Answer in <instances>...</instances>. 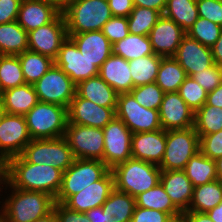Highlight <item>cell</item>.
<instances>
[{"instance_id": "cell-24", "label": "cell", "mask_w": 222, "mask_h": 222, "mask_svg": "<svg viewBox=\"0 0 222 222\" xmlns=\"http://www.w3.org/2000/svg\"><path fill=\"white\" fill-rule=\"evenodd\" d=\"M68 37L75 42L81 54L98 68L113 53L112 44L101 30L68 34Z\"/></svg>"}, {"instance_id": "cell-4", "label": "cell", "mask_w": 222, "mask_h": 222, "mask_svg": "<svg viewBox=\"0 0 222 222\" xmlns=\"http://www.w3.org/2000/svg\"><path fill=\"white\" fill-rule=\"evenodd\" d=\"M67 34L101 30L113 17L106 0H77L62 12Z\"/></svg>"}, {"instance_id": "cell-17", "label": "cell", "mask_w": 222, "mask_h": 222, "mask_svg": "<svg viewBox=\"0 0 222 222\" xmlns=\"http://www.w3.org/2000/svg\"><path fill=\"white\" fill-rule=\"evenodd\" d=\"M114 189V176L110 169L100 180L71 195L63 205L70 210L85 213L92 208L102 206Z\"/></svg>"}, {"instance_id": "cell-3", "label": "cell", "mask_w": 222, "mask_h": 222, "mask_svg": "<svg viewBox=\"0 0 222 222\" xmlns=\"http://www.w3.org/2000/svg\"><path fill=\"white\" fill-rule=\"evenodd\" d=\"M111 171L115 189L135 198L160 182L162 170L158 165L131 157L115 165Z\"/></svg>"}, {"instance_id": "cell-32", "label": "cell", "mask_w": 222, "mask_h": 222, "mask_svg": "<svg viewBox=\"0 0 222 222\" xmlns=\"http://www.w3.org/2000/svg\"><path fill=\"white\" fill-rule=\"evenodd\" d=\"M184 171L193 187L218 180L215 160L205 156L201 151L190 158Z\"/></svg>"}, {"instance_id": "cell-12", "label": "cell", "mask_w": 222, "mask_h": 222, "mask_svg": "<svg viewBox=\"0 0 222 222\" xmlns=\"http://www.w3.org/2000/svg\"><path fill=\"white\" fill-rule=\"evenodd\" d=\"M103 162L112 169L115 165L132 157V132L116 116L103 128Z\"/></svg>"}, {"instance_id": "cell-38", "label": "cell", "mask_w": 222, "mask_h": 222, "mask_svg": "<svg viewBox=\"0 0 222 222\" xmlns=\"http://www.w3.org/2000/svg\"><path fill=\"white\" fill-rule=\"evenodd\" d=\"M194 128L199 136L222 130V108L205 103L195 112Z\"/></svg>"}, {"instance_id": "cell-29", "label": "cell", "mask_w": 222, "mask_h": 222, "mask_svg": "<svg viewBox=\"0 0 222 222\" xmlns=\"http://www.w3.org/2000/svg\"><path fill=\"white\" fill-rule=\"evenodd\" d=\"M135 202L137 207L162 211L168 213L175 221H181L183 213L173 204L160 182L137 195Z\"/></svg>"}, {"instance_id": "cell-59", "label": "cell", "mask_w": 222, "mask_h": 222, "mask_svg": "<svg viewBox=\"0 0 222 222\" xmlns=\"http://www.w3.org/2000/svg\"><path fill=\"white\" fill-rule=\"evenodd\" d=\"M61 12L77 0H50Z\"/></svg>"}, {"instance_id": "cell-54", "label": "cell", "mask_w": 222, "mask_h": 222, "mask_svg": "<svg viewBox=\"0 0 222 222\" xmlns=\"http://www.w3.org/2000/svg\"><path fill=\"white\" fill-rule=\"evenodd\" d=\"M206 104L222 108V83L211 92H208Z\"/></svg>"}, {"instance_id": "cell-60", "label": "cell", "mask_w": 222, "mask_h": 222, "mask_svg": "<svg viewBox=\"0 0 222 222\" xmlns=\"http://www.w3.org/2000/svg\"><path fill=\"white\" fill-rule=\"evenodd\" d=\"M35 222H58V221L54 210H52L49 214H47L42 218L37 219Z\"/></svg>"}, {"instance_id": "cell-39", "label": "cell", "mask_w": 222, "mask_h": 222, "mask_svg": "<svg viewBox=\"0 0 222 222\" xmlns=\"http://www.w3.org/2000/svg\"><path fill=\"white\" fill-rule=\"evenodd\" d=\"M26 84L18 56L0 55L1 92Z\"/></svg>"}, {"instance_id": "cell-37", "label": "cell", "mask_w": 222, "mask_h": 222, "mask_svg": "<svg viewBox=\"0 0 222 222\" xmlns=\"http://www.w3.org/2000/svg\"><path fill=\"white\" fill-rule=\"evenodd\" d=\"M161 59V56L152 54L128 61L133 88L156 81Z\"/></svg>"}, {"instance_id": "cell-43", "label": "cell", "mask_w": 222, "mask_h": 222, "mask_svg": "<svg viewBox=\"0 0 222 222\" xmlns=\"http://www.w3.org/2000/svg\"><path fill=\"white\" fill-rule=\"evenodd\" d=\"M130 93L141 106L159 110L165 92L154 82L134 87Z\"/></svg>"}, {"instance_id": "cell-61", "label": "cell", "mask_w": 222, "mask_h": 222, "mask_svg": "<svg viewBox=\"0 0 222 222\" xmlns=\"http://www.w3.org/2000/svg\"><path fill=\"white\" fill-rule=\"evenodd\" d=\"M216 163V174L218 180L222 181V157H219L215 160Z\"/></svg>"}, {"instance_id": "cell-56", "label": "cell", "mask_w": 222, "mask_h": 222, "mask_svg": "<svg viewBox=\"0 0 222 222\" xmlns=\"http://www.w3.org/2000/svg\"><path fill=\"white\" fill-rule=\"evenodd\" d=\"M85 214L90 222H103L102 214L104 213L102 206L92 208L85 212Z\"/></svg>"}, {"instance_id": "cell-28", "label": "cell", "mask_w": 222, "mask_h": 222, "mask_svg": "<svg viewBox=\"0 0 222 222\" xmlns=\"http://www.w3.org/2000/svg\"><path fill=\"white\" fill-rule=\"evenodd\" d=\"M135 207L134 197L114 189L102 205L103 222H131Z\"/></svg>"}, {"instance_id": "cell-36", "label": "cell", "mask_w": 222, "mask_h": 222, "mask_svg": "<svg viewBox=\"0 0 222 222\" xmlns=\"http://www.w3.org/2000/svg\"><path fill=\"white\" fill-rule=\"evenodd\" d=\"M163 15L187 32L199 18L196 0H167Z\"/></svg>"}, {"instance_id": "cell-30", "label": "cell", "mask_w": 222, "mask_h": 222, "mask_svg": "<svg viewBox=\"0 0 222 222\" xmlns=\"http://www.w3.org/2000/svg\"><path fill=\"white\" fill-rule=\"evenodd\" d=\"M28 50V32L17 21L0 24V55L17 56Z\"/></svg>"}, {"instance_id": "cell-49", "label": "cell", "mask_w": 222, "mask_h": 222, "mask_svg": "<svg viewBox=\"0 0 222 222\" xmlns=\"http://www.w3.org/2000/svg\"><path fill=\"white\" fill-rule=\"evenodd\" d=\"M53 210L58 222H90L85 213L70 210L62 203L55 202Z\"/></svg>"}, {"instance_id": "cell-33", "label": "cell", "mask_w": 222, "mask_h": 222, "mask_svg": "<svg viewBox=\"0 0 222 222\" xmlns=\"http://www.w3.org/2000/svg\"><path fill=\"white\" fill-rule=\"evenodd\" d=\"M187 74L174 57H162L155 83L166 92H178Z\"/></svg>"}, {"instance_id": "cell-34", "label": "cell", "mask_w": 222, "mask_h": 222, "mask_svg": "<svg viewBox=\"0 0 222 222\" xmlns=\"http://www.w3.org/2000/svg\"><path fill=\"white\" fill-rule=\"evenodd\" d=\"M113 53L127 61L152 55L150 39L145 35L128 34L124 39L112 44Z\"/></svg>"}, {"instance_id": "cell-42", "label": "cell", "mask_w": 222, "mask_h": 222, "mask_svg": "<svg viewBox=\"0 0 222 222\" xmlns=\"http://www.w3.org/2000/svg\"><path fill=\"white\" fill-rule=\"evenodd\" d=\"M178 93L194 112L206 103L208 95V92L191 76L186 77L179 87Z\"/></svg>"}, {"instance_id": "cell-55", "label": "cell", "mask_w": 222, "mask_h": 222, "mask_svg": "<svg viewBox=\"0 0 222 222\" xmlns=\"http://www.w3.org/2000/svg\"><path fill=\"white\" fill-rule=\"evenodd\" d=\"M211 52L213 55L214 64L222 66V31L218 40L211 47Z\"/></svg>"}, {"instance_id": "cell-25", "label": "cell", "mask_w": 222, "mask_h": 222, "mask_svg": "<svg viewBox=\"0 0 222 222\" xmlns=\"http://www.w3.org/2000/svg\"><path fill=\"white\" fill-rule=\"evenodd\" d=\"M99 76L118 94L127 93L133 89L128 61L114 53L99 68Z\"/></svg>"}, {"instance_id": "cell-21", "label": "cell", "mask_w": 222, "mask_h": 222, "mask_svg": "<svg viewBox=\"0 0 222 222\" xmlns=\"http://www.w3.org/2000/svg\"><path fill=\"white\" fill-rule=\"evenodd\" d=\"M166 148L164 129L134 133L131 137L132 158L160 165Z\"/></svg>"}, {"instance_id": "cell-35", "label": "cell", "mask_w": 222, "mask_h": 222, "mask_svg": "<svg viewBox=\"0 0 222 222\" xmlns=\"http://www.w3.org/2000/svg\"><path fill=\"white\" fill-rule=\"evenodd\" d=\"M17 56L25 82L30 85H34L54 64L51 57L31 50H26Z\"/></svg>"}, {"instance_id": "cell-16", "label": "cell", "mask_w": 222, "mask_h": 222, "mask_svg": "<svg viewBox=\"0 0 222 222\" xmlns=\"http://www.w3.org/2000/svg\"><path fill=\"white\" fill-rule=\"evenodd\" d=\"M117 107H103L77 93L67 109L68 123L103 129L115 116Z\"/></svg>"}, {"instance_id": "cell-6", "label": "cell", "mask_w": 222, "mask_h": 222, "mask_svg": "<svg viewBox=\"0 0 222 222\" xmlns=\"http://www.w3.org/2000/svg\"><path fill=\"white\" fill-rule=\"evenodd\" d=\"M109 170L101 160L74 159L72 165L63 172L61 189L55 202L63 204L71 195L100 180Z\"/></svg>"}, {"instance_id": "cell-57", "label": "cell", "mask_w": 222, "mask_h": 222, "mask_svg": "<svg viewBox=\"0 0 222 222\" xmlns=\"http://www.w3.org/2000/svg\"><path fill=\"white\" fill-rule=\"evenodd\" d=\"M207 215L213 222H222V202L207 212Z\"/></svg>"}, {"instance_id": "cell-53", "label": "cell", "mask_w": 222, "mask_h": 222, "mask_svg": "<svg viewBox=\"0 0 222 222\" xmlns=\"http://www.w3.org/2000/svg\"><path fill=\"white\" fill-rule=\"evenodd\" d=\"M180 222H213L207 213L186 211L182 214Z\"/></svg>"}, {"instance_id": "cell-1", "label": "cell", "mask_w": 222, "mask_h": 222, "mask_svg": "<svg viewBox=\"0 0 222 222\" xmlns=\"http://www.w3.org/2000/svg\"><path fill=\"white\" fill-rule=\"evenodd\" d=\"M7 182L14 188L28 191H41L54 199L58 195L63 171L47 164L27 162L21 155L7 162Z\"/></svg>"}, {"instance_id": "cell-7", "label": "cell", "mask_w": 222, "mask_h": 222, "mask_svg": "<svg viewBox=\"0 0 222 222\" xmlns=\"http://www.w3.org/2000/svg\"><path fill=\"white\" fill-rule=\"evenodd\" d=\"M200 138L194 127L166 131V148L161 170H184L199 149Z\"/></svg>"}, {"instance_id": "cell-58", "label": "cell", "mask_w": 222, "mask_h": 222, "mask_svg": "<svg viewBox=\"0 0 222 222\" xmlns=\"http://www.w3.org/2000/svg\"><path fill=\"white\" fill-rule=\"evenodd\" d=\"M7 182V165L6 162L2 159H0V192H2V189L4 188L3 185H6ZM2 188V189H1ZM2 201H0V204Z\"/></svg>"}, {"instance_id": "cell-11", "label": "cell", "mask_w": 222, "mask_h": 222, "mask_svg": "<svg viewBox=\"0 0 222 222\" xmlns=\"http://www.w3.org/2000/svg\"><path fill=\"white\" fill-rule=\"evenodd\" d=\"M64 138L75 159H97L103 162V129L67 122Z\"/></svg>"}, {"instance_id": "cell-20", "label": "cell", "mask_w": 222, "mask_h": 222, "mask_svg": "<svg viewBox=\"0 0 222 222\" xmlns=\"http://www.w3.org/2000/svg\"><path fill=\"white\" fill-rule=\"evenodd\" d=\"M173 57L185 70L187 76L201 72L214 65L211 48L202 45L187 34L182 38Z\"/></svg>"}, {"instance_id": "cell-50", "label": "cell", "mask_w": 222, "mask_h": 222, "mask_svg": "<svg viewBox=\"0 0 222 222\" xmlns=\"http://www.w3.org/2000/svg\"><path fill=\"white\" fill-rule=\"evenodd\" d=\"M22 0H0V24L17 20Z\"/></svg>"}, {"instance_id": "cell-14", "label": "cell", "mask_w": 222, "mask_h": 222, "mask_svg": "<svg viewBox=\"0 0 222 222\" xmlns=\"http://www.w3.org/2000/svg\"><path fill=\"white\" fill-rule=\"evenodd\" d=\"M67 38L66 22L61 12L52 22L28 32V50L49 56L54 60Z\"/></svg>"}, {"instance_id": "cell-18", "label": "cell", "mask_w": 222, "mask_h": 222, "mask_svg": "<svg viewBox=\"0 0 222 222\" xmlns=\"http://www.w3.org/2000/svg\"><path fill=\"white\" fill-rule=\"evenodd\" d=\"M195 112L185 103L178 92L164 93L159 108L162 129L177 130L194 127Z\"/></svg>"}, {"instance_id": "cell-26", "label": "cell", "mask_w": 222, "mask_h": 222, "mask_svg": "<svg viewBox=\"0 0 222 222\" xmlns=\"http://www.w3.org/2000/svg\"><path fill=\"white\" fill-rule=\"evenodd\" d=\"M7 114L25 116L38 102L33 85L24 84L1 92Z\"/></svg>"}, {"instance_id": "cell-46", "label": "cell", "mask_w": 222, "mask_h": 222, "mask_svg": "<svg viewBox=\"0 0 222 222\" xmlns=\"http://www.w3.org/2000/svg\"><path fill=\"white\" fill-rule=\"evenodd\" d=\"M199 138V149L205 156L212 160L222 157V130Z\"/></svg>"}, {"instance_id": "cell-19", "label": "cell", "mask_w": 222, "mask_h": 222, "mask_svg": "<svg viewBox=\"0 0 222 222\" xmlns=\"http://www.w3.org/2000/svg\"><path fill=\"white\" fill-rule=\"evenodd\" d=\"M185 35L186 32L176 22L162 14L148 37L154 54L173 57Z\"/></svg>"}, {"instance_id": "cell-52", "label": "cell", "mask_w": 222, "mask_h": 222, "mask_svg": "<svg viewBox=\"0 0 222 222\" xmlns=\"http://www.w3.org/2000/svg\"><path fill=\"white\" fill-rule=\"evenodd\" d=\"M167 0H133L134 6L157 10L161 15L164 13Z\"/></svg>"}, {"instance_id": "cell-45", "label": "cell", "mask_w": 222, "mask_h": 222, "mask_svg": "<svg viewBox=\"0 0 222 222\" xmlns=\"http://www.w3.org/2000/svg\"><path fill=\"white\" fill-rule=\"evenodd\" d=\"M191 77L197 81L207 92H211L222 83V66H213L196 72Z\"/></svg>"}, {"instance_id": "cell-44", "label": "cell", "mask_w": 222, "mask_h": 222, "mask_svg": "<svg viewBox=\"0 0 222 222\" xmlns=\"http://www.w3.org/2000/svg\"><path fill=\"white\" fill-rule=\"evenodd\" d=\"M101 31L111 44L124 39L129 34L127 17L110 18Z\"/></svg>"}, {"instance_id": "cell-23", "label": "cell", "mask_w": 222, "mask_h": 222, "mask_svg": "<svg viewBox=\"0 0 222 222\" xmlns=\"http://www.w3.org/2000/svg\"><path fill=\"white\" fill-rule=\"evenodd\" d=\"M160 183L172 200L173 204L182 212L189 209L193 197V185L184 170H162Z\"/></svg>"}, {"instance_id": "cell-41", "label": "cell", "mask_w": 222, "mask_h": 222, "mask_svg": "<svg viewBox=\"0 0 222 222\" xmlns=\"http://www.w3.org/2000/svg\"><path fill=\"white\" fill-rule=\"evenodd\" d=\"M222 26L199 17L186 34L200 42L202 45L212 47L220 37Z\"/></svg>"}, {"instance_id": "cell-47", "label": "cell", "mask_w": 222, "mask_h": 222, "mask_svg": "<svg viewBox=\"0 0 222 222\" xmlns=\"http://www.w3.org/2000/svg\"><path fill=\"white\" fill-rule=\"evenodd\" d=\"M199 17L222 26V1L196 0Z\"/></svg>"}, {"instance_id": "cell-9", "label": "cell", "mask_w": 222, "mask_h": 222, "mask_svg": "<svg viewBox=\"0 0 222 222\" xmlns=\"http://www.w3.org/2000/svg\"><path fill=\"white\" fill-rule=\"evenodd\" d=\"M115 112L132 134L162 129L159 110L141 106L130 92L118 94Z\"/></svg>"}, {"instance_id": "cell-40", "label": "cell", "mask_w": 222, "mask_h": 222, "mask_svg": "<svg viewBox=\"0 0 222 222\" xmlns=\"http://www.w3.org/2000/svg\"><path fill=\"white\" fill-rule=\"evenodd\" d=\"M160 16L157 10L134 6L127 17L129 33L148 36Z\"/></svg>"}, {"instance_id": "cell-27", "label": "cell", "mask_w": 222, "mask_h": 222, "mask_svg": "<svg viewBox=\"0 0 222 222\" xmlns=\"http://www.w3.org/2000/svg\"><path fill=\"white\" fill-rule=\"evenodd\" d=\"M76 93L86 100L103 107H117L118 93L99 75L80 81Z\"/></svg>"}, {"instance_id": "cell-48", "label": "cell", "mask_w": 222, "mask_h": 222, "mask_svg": "<svg viewBox=\"0 0 222 222\" xmlns=\"http://www.w3.org/2000/svg\"><path fill=\"white\" fill-rule=\"evenodd\" d=\"M175 220L162 211L135 207L131 222H174Z\"/></svg>"}, {"instance_id": "cell-2", "label": "cell", "mask_w": 222, "mask_h": 222, "mask_svg": "<svg viewBox=\"0 0 222 222\" xmlns=\"http://www.w3.org/2000/svg\"><path fill=\"white\" fill-rule=\"evenodd\" d=\"M4 187L11 188V192L2 202L3 222H35L53 210L55 199L47 193L14 188L8 182Z\"/></svg>"}, {"instance_id": "cell-10", "label": "cell", "mask_w": 222, "mask_h": 222, "mask_svg": "<svg viewBox=\"0 0 222 222\" xmlns=\"http://www.w3.org/2000/svg\"><path fill=\"white\" fill-rule=\"evenodd\" d=\"M39 102L58 104L68 109L77 85L60 67L51 68L33 85Z\"/></svg>"}, {"instance_id": "cell-62", "label": "cell", "mask_w": 222, "mask_h": 222, "mask_svg": "<svg viewBox=\"0 0 222 222\" xmlns=\"http://www.w3.org/2000/svg\"><path fill=\"white\" fill-rule=\"evenodd\" d=\"M6 115V109H5V107L3 106V102H2V100H1V98H0V123H1V121H2V119H3V117Z\"/></svg>"}, {"instance_id": "cell-22", "label": "cell", "mask_w": 222, "mask_h": 222, "mask_svg": "<svg viewBox=\"0 0 222 222\" xmlns=\"http://www.w3.org/2000/svg\"><path fill=\"white\" fill-rule=\"evenodd\" d=\"M60 13L50 0H22L16 21L30 32L52 22Z\"/></svg>"}, {"instance_id": "cell-51", "label": "cell", "mask_w": 222, "mask_h": 222, "mask_svg": "<svg viewBox=\"0 0 222 222\" xmlns=\"http://www.w3.org/2000/svg\"><path fill=\"white\" fill-rule=\"evenodd\" d=\"M113 17H128L134 8L133 0H108Z\"/></svg>"}, {"instance_id": "cell-31", "label": "cell", "mask_w": 222, "mask_h": 222, "mask_svg": "<svg viewBox=\"0 0 222 222\" xmlns=\"http://www.w3.org/2000/svg\"><path fill=\"white\" fill-rule=\"evenodd\" d=\"M222 202V181L213 180L196 186L188 211L207 213Z\"/></svg>"}, {"instance_id": "cell-13", "label": "cell", "mask_w": 222, "mask_h": 222, "mask_svg": "<svg viewBox=\"0 0 222 222\" xmlns=\"http://www.w3.org/2000/svg\"><path fill=\"white\" fill-rule=\"evenodd\" d=\"M31 140L25 116L6 113L0 123V159L20 156Z\"/></svg>"}, {"instance_id": "cell-5", "label": "cell", "mask_w": 222, "mask_h": 222, "mask_svg": "<svg viewBox=\"0 0 222 222\" xmlns=\"http://www.w3.org/2000/svg\"><path fill=\"white\" fill-rule=\"evenodd\" d=\"M26 124L32 139L64 137L67 108L58 104L38 102L26 115Z\"/></svg>"}, {"instance_id": "cell-8", "label": "cell", "mask_w": 222, "mask_h": 222, "mask_svg": "<svg viewBox=\"0 0 222 222\" xmlns=\"http://www.w3.org/2000/svg\"><path fill=\"white\" fill-rule=\"evenodd\" d=\"M21 156L29 163L52 165L63 172L72 165L75 159L64 137L32 139Z\"/></svg>"}, {"instance_id": "cell-15", "label": "cell", "mask_w": 222, "mask_h": 222, "mask_svg": "<svg viewBox=\"0 0 222 222\" xmlns=\"http://www.w3.org/2000/svg\"><path fill=\"white\" fill-rule=\"evenodd\" d=\"M54 64L60 67L76 85L80 81L99 75V68L81 54L70 37L62 43Z\"/></svg>"}]
</instances>
